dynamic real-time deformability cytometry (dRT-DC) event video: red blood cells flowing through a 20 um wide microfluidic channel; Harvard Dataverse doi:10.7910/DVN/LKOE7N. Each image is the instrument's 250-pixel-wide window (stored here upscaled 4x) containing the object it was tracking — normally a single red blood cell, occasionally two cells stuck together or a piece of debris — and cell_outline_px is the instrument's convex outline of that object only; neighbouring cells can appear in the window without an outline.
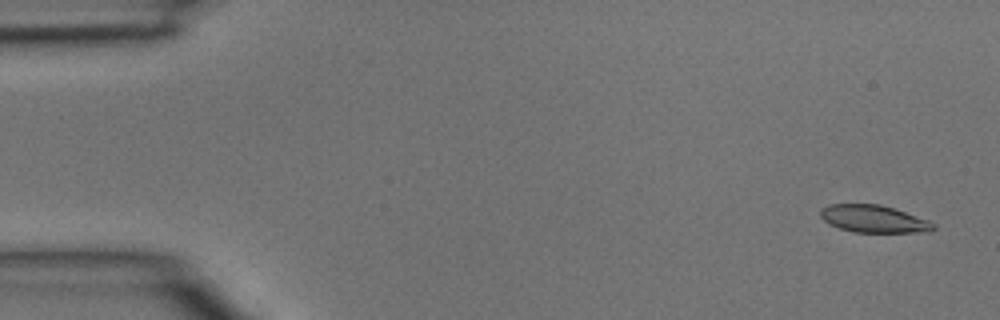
{"species": "common noctule bat (a hibernating species)", "species_latin": "Nyctalus noctula", "temperature_condition": "room temperature", "stored_images_in_passage": 5, "camera_frame_rate_fps": 3000, "um_per_image_px": 0.085, "animal": {"sex": "male", "body_mass_g": 15.6}, "frame": {"image": 1, "passage_image": 1, "time_ms": 0.0, "image_size_px": [1000, 320], "cell_outline_px": [[936, 228], [928, 232], [852, 232], [828, 224], [820, 216], [820, 208], [828, 204], [880, 204], [928, 220], [936, 224]], "centroid_in_image_um": [74.24, 18.61], "position_along_channel_um": 10.8, "area_um2": 18.03}}
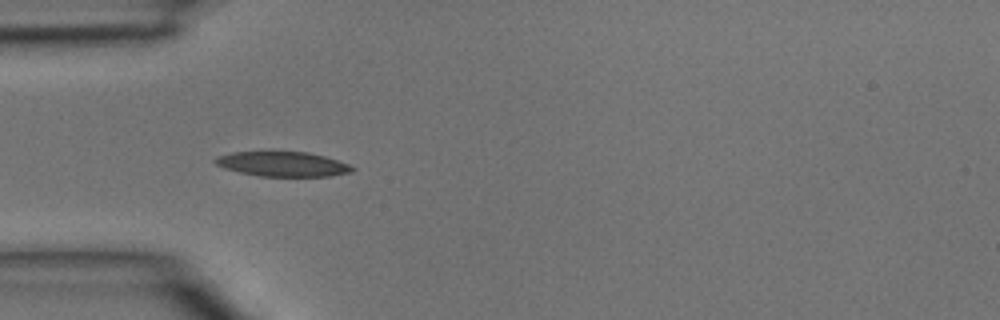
{"frame": {"image": 2, "passage_image": 4, "time_ms": 1.0, "image_size_px": [1000, 320], "cell_outline_px": [[356, 168], [352, 172], [332, 176], [260, 176], [240, 172], [224, 168], [216, 164], [212, 160], [220, 156], [232, 152], [308, 152], [324, 156], [348, 164]], "centroid_in_image_um": [24.05, 13.95], "position_along_channel_um": 61.0, "area_um2": 19.59}}